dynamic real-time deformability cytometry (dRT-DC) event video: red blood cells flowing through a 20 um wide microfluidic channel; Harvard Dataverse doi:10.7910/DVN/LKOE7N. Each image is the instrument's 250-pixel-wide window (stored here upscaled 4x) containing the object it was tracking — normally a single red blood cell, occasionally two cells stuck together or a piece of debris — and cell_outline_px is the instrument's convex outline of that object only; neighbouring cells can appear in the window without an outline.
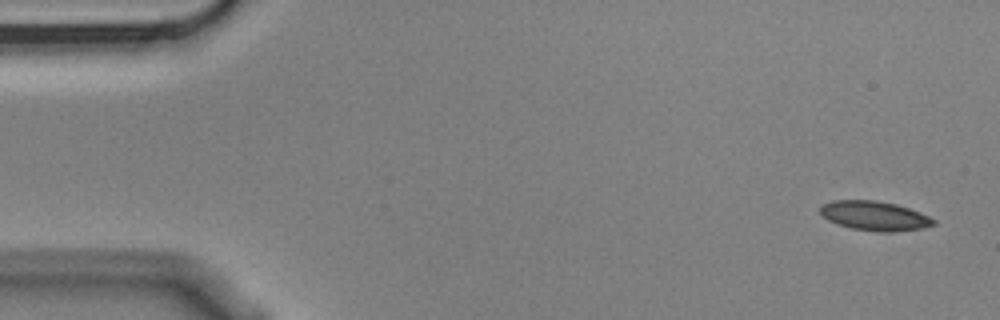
{"species": "Egyptian fruit bat (a non-hibernating species)", "species_latin": "Rousettus aegyptiacus", "temperature_condition": "cold", "stored_images_in_passage": 6, "camera_frame_rate_fps": 3000, "um_per_image_px": 0.085, "animal": {"sex": "male"}, "frame": {"image": 1, "passage_image": 1, "time_ms": 0.0, "image_size_px": [1000, 320], "cell_outline_px": [[936, 224], [920, 228], [896, 232], [880, 232], [852, 228], [836, 224], [828, 220], [820, 212], [820, 208], [824, 204], [832, 200], [876, 200], [896, 204], [920, 212], [936, 220]], "centroid_in_image_um": [74.35, 18.34], "position_along_channel_um": 10.7, "area_um2": 19.36}}
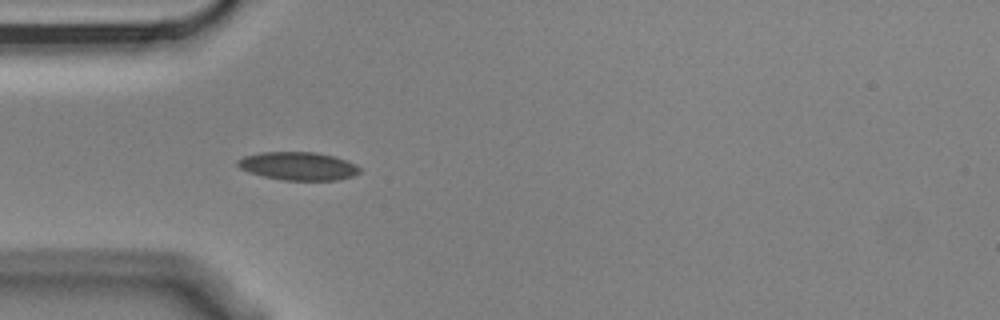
{"frame": {"image": 2, "passage_image": 5, "time_ms": 1.333, "image_size_px": [1000, 320], "cell_outline_px": [[360, 172], [352, 176], [336, 180], [284, 180], [264, 176], [248, 172], [240, 168], [236, 164], [236, 160], [244, 156], [260, 152], [316, 152], [336, 156], [356, 164], [360, 168]], "centroid_in_image_um": [25.34, 14.1], "position_along_channel_um": 59.7, "area_um2": 20.11}}
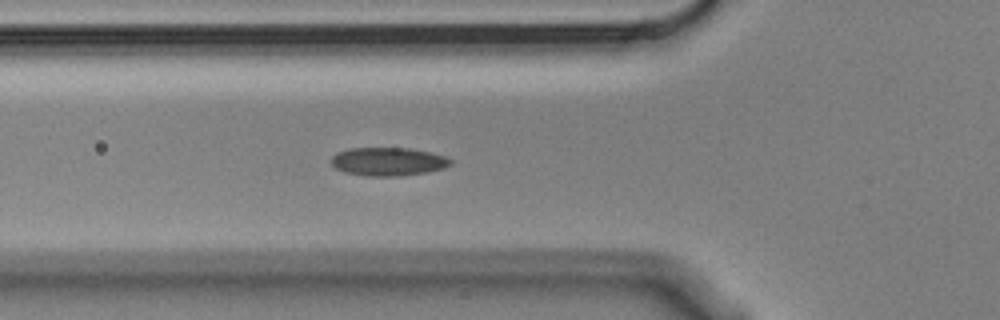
{"frame": {"image": 3, "passage_image": 6, "time_ms": 1.667, "image_size_px": [1000, 320], "cell_outline_px": [[452, 164], [444, 168], [428, 172], [400, 176], [364, 176], [344, 172], [336, 168], [328, 160], [336, 152], [352, 148], [408, 148], [428, 152], [444, 156], [452, 160]], "centroid_in_image_um": [32.96, 13.74], "position_along_channel_um": 92.8, "area_um2": 19.83}}